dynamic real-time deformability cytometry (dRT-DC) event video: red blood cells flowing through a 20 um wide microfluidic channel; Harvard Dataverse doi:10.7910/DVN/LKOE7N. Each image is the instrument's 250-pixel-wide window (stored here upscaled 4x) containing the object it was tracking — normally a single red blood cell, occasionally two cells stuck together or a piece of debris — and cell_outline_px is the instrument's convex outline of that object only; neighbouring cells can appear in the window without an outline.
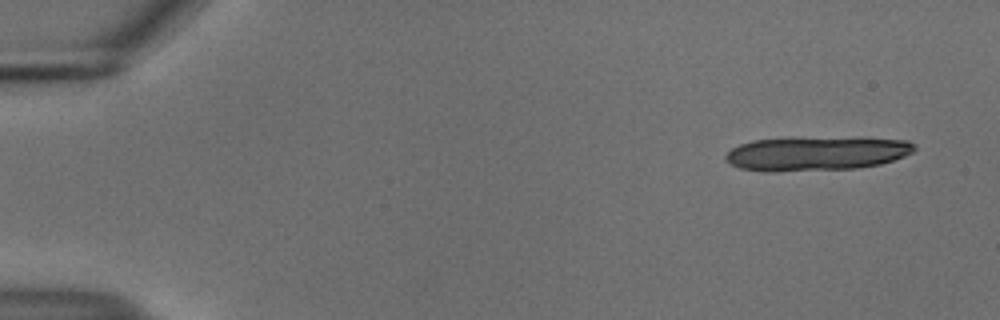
{"species": "common noctule bat (a hibernating species)", "species_latin": "Nyctalus noctula", "temperature_condition": "cold", "stored_images_in_passage": 15, "camera_frame_rate_fps": 3000, "um_per_image_px": 0.085, "animal": {"sex": "male", "body_mass_g": 18.8}, "frame": {"image": 1, "passage_image": 4, "time_ms": 1.0, "image_size_px": [1000, 320], "cell_outline_px": [[916, 148], [912, 152], [904, 156], [880, 164], [856, 168], [776, 172], [764, 172], [740, 168], [724, 160], [724, 156], [732, 148], [740, 144], [752, 140], [908, 140], [916, 144]], "centroid_in_image_um": [69.31, 13.11], "position_along_channel_um": 15.7, "area_um2": 35.84}}